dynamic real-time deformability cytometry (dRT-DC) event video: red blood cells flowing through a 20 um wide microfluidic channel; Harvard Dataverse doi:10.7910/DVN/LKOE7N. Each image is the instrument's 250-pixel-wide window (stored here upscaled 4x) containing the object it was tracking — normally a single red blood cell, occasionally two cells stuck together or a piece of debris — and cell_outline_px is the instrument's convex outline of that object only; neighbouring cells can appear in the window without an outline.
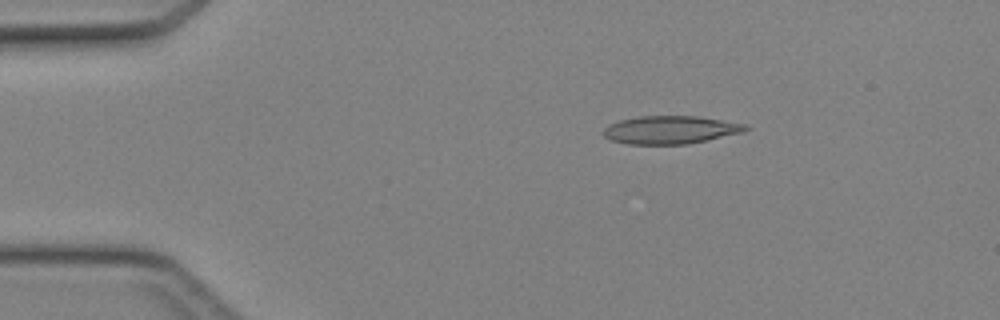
{"species": "Egyptian fruit bat (a non-hibernating species)", "species_latin": "Rousettus aegyptiacus", "temperature_condition": "cold", "stored_images_in_passage": 45, "camera_frame_rate_fps": 3000, "um_per_image_px": 0.085, "animal": {"sex": "female"}, "frame": {"image": 1, "passage_image": 8, "time_ms": 2.333, "image_size_px": [1000, 320], "cell_outline_px": [[752, 128], [744, 132], [688, 144], [628, 144], [612, 140], [604, 136], [604, 128], [608, 124], [620, 120], [640, 116], [700, 116], [748, 124]], "centroid_in_image_um": [57.05, 11.03], "position_along_channel_um": 28.0, "area_um2": 23.35}}
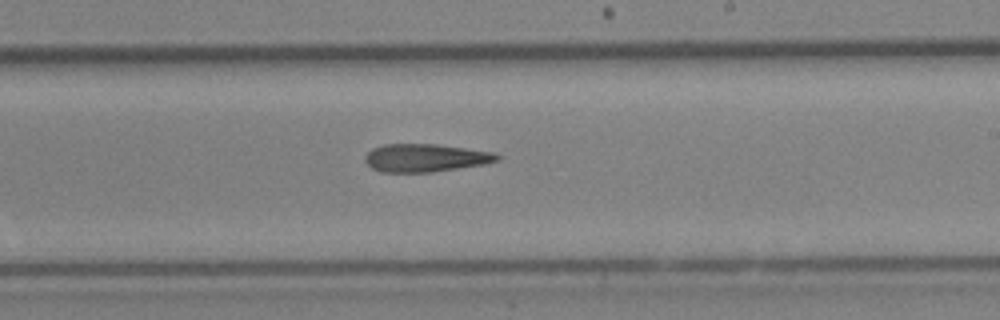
{"frame": {"image": 2, "passage_image": 27, "time_ms": 8.667, "image_size_px": [1000, 320], "cell_outline_px": [[500, 160], [484, 164], [432, 172], [380, 172], [372, 168], [364, 160], [364, 156], [372, 148], [384, 144], [436, 144], [496, 152], [500, 156]], "centroid_in_image_um": [36.16, 13.41], "position_along_channel_um": 252.8, "area_um2": 21.62}}
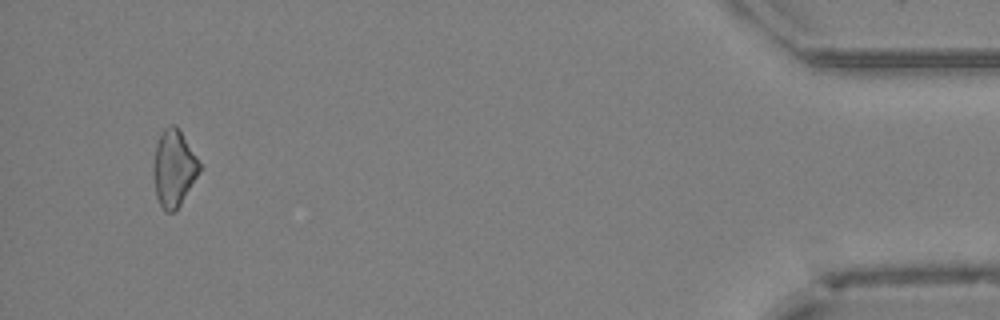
{"frame": {"image": 3, "passage_image": 43, "time_ms": 14.0, "image_size_px": [1000, 320], "cell_outline_px": [[204, 168], [180, 204], [172, 212], [164, 212], [156, 196], [152, 176], [152, 164], [156, 144], [164, 128], [172, 124], [176, 124]], "centroid_in_image_um": [14.78, 14.3], "position_along_channel_um": 420.4, "area_um2": 20.98}}